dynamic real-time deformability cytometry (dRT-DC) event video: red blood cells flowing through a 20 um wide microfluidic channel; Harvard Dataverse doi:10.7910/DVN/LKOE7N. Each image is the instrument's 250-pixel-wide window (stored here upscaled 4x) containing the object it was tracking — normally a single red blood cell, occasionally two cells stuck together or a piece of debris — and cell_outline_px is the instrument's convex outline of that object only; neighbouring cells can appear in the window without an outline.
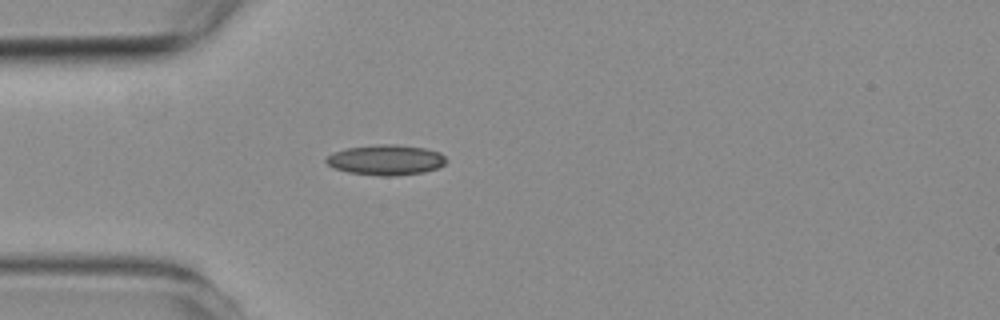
{"species": "common noctule bat (a hibernating species)", "species_latin": "Nyctalus noctula", "temperature_condition": "room temperature", "stored_images_in_passage": 1, "camera_frame_rate_fps": 3000, "um_per_image_px": 0.085, "animal": {"sex": "female", "body_mass_g": 19.3, "forearm_length_mm": 54.1}, "frame": {"image": 1, "passage_image": 1, "time_ms": 0.0, "image_size_px": [1000, 320], "cell_outline_px": [[448, 160], [444, 164], [436, 168], [424, 172], [396, 176], [380, 176], [348, 172], [336, 168], [328, 164], [324, 160], [332, 152], [348, 148], [380, 144], [396, 144], [424, 148], [440, 152]], "centroid_in_image_um": [32.82, 13.59], "position_along_channel_um": 52.2, "area_um2": 21.15}}